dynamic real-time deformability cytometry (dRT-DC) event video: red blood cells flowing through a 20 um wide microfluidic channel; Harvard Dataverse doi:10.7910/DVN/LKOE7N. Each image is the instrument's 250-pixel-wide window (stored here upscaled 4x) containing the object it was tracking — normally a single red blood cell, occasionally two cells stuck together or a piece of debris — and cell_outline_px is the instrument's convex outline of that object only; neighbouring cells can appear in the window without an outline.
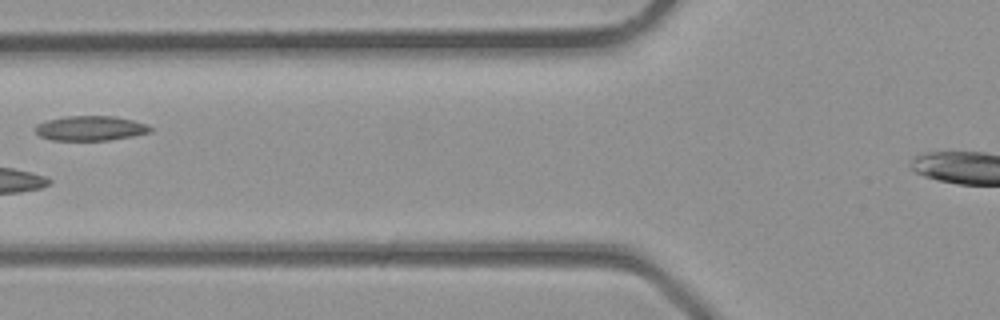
{"species": "common noctule bat (a hibernating species)", "species_latin": "Nyctalus noctula", "temperature_condition": "room temperature", "stored_images_in_passage": 5, "segment_of_instrument_passage": [1, 2], "camera_frame_rate_fps": 3000, "um_per_image_px": 0.085, "animal": {"sex": "male", "body_mass_g": 23.1, "forearm_length_mm": 52.7}, "frame": {"image": 1, "passage_image": 4, "time_ms": 1.0, "image_size_px": [1000, 320], "cell_outline_px": [[152, 132], [132, 136], [108, 140], [52, 140], [40, 136], [32, 128], [36, 124], [48, 120], [64, 116], [116, 116], [132, 120], [144, 124], [152, 128]], "centroid_in_image_um": [7.65, 10.9], "position_along_channel_um": 118.2, "area_um2": 16.59}}